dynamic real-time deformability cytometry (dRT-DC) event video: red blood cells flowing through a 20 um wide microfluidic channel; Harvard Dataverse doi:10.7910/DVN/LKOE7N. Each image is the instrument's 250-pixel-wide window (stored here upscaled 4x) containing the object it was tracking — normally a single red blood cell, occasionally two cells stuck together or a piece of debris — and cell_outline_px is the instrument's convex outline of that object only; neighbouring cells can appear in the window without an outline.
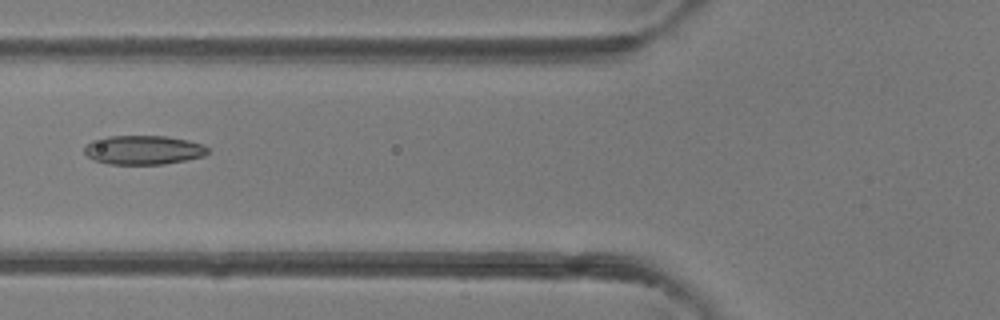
{"species": "common noctule bat (a hibernating species)", "species_latin": "Nyctalus noctula", "temperature_condition": "room temperature", "stored_images_in_passage": 5, "camera_frame_rate_fps": 3000, "um_per_image_px": 0.085, "animal": {"sex": "female"}, "frame": {"image": 1, "passage_image": 5, "time_ms": 5.333, "image_size_px": [1000, 320], "cell_outline_px": [[208, 152], [204, 156], [164, 164], [108, 164], [96, 160], [88, 156], [84, 152], [84, 148], [92, 140], [108, 136], [164, 136], [188, 140], [204, 144], [208, 148]], "centroid_in_image_um": [12.2, 12.74], "position_along_channel_um": 113.6, "area_um2": 20.81}}